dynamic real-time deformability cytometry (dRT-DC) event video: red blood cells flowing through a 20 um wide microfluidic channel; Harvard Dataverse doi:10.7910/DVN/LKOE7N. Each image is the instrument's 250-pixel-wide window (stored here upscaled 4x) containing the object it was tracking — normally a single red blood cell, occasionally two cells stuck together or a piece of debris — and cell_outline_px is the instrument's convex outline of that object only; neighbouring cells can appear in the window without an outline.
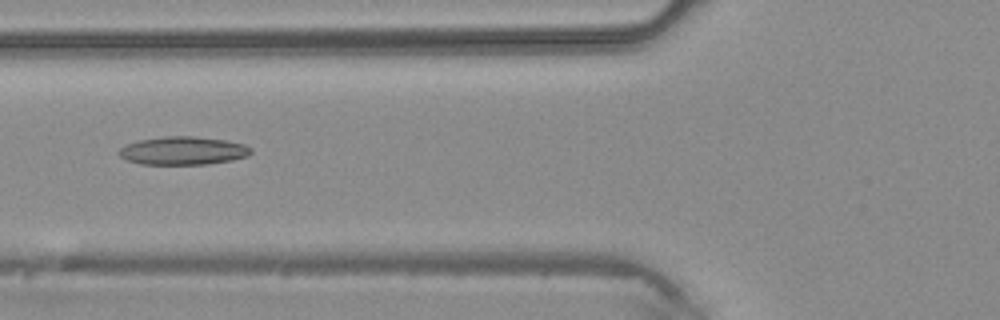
{"species": "common noctule bat (a hibernating species)", "species_latin": "Nyctalus noctula", "temperature_condition": "warm", "stored_images_in_passage": 43, "camera_frame_rate_fps": 3000, "um_per_image_px": 0.085, "animal": {"sex": "male", "body_mass_g": 20.4}, "frame": {"image": 1, "passage_image": 17, "time_ms": 5.333, "image_size_px": [1000, 320], "cell_outline_px": [[252, 152], [248, 156], [232, 160], [208, 164], [140, 164], [128, 160], [120, 156], [116, 152], [124, 144], [140, 140], [164, 136], [196, 136], [224, 140], [244, 144], [252, 148]], "centroid_in_image_um": [15.55, 12.8], "position_along_channel_um": 110.3, "area_um2": 21.79}}
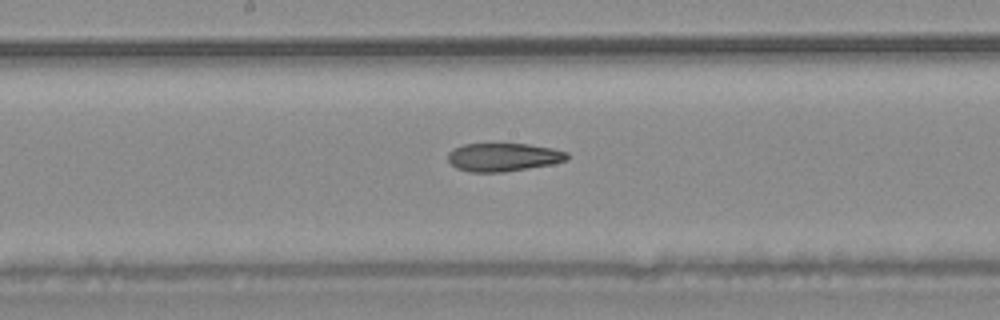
{"frame": {"image": 2, "passage_image": 23, "time_ms": 7.333, "image_size_px": [1000, 320], "cell_outline_px": [[568, 160], [552, 164], [504, 172], [468, 172], [456, 168], [448, 160], [448, 152], [452, 148], [464, 144], [528, 144], [552, 148], [568, 152]], "centroid_in_image_um": [42.77, 13.36], "position_along_channel_um": 205.4, "area_um2": 19.71}}
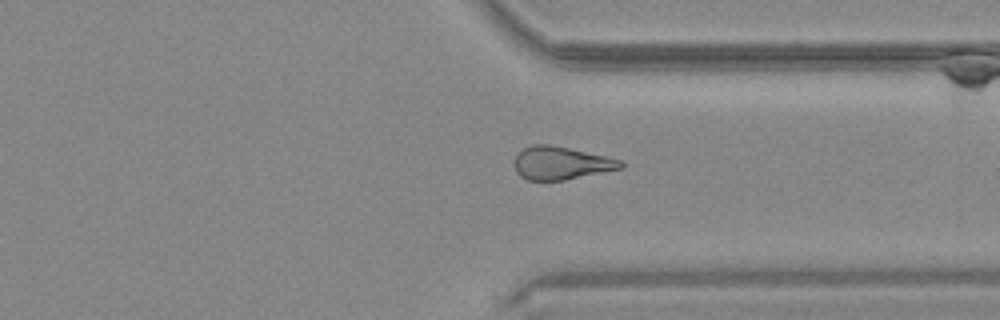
{"frame": {"image": 3, "passage_image": 33, "time_ms": 10.667, "image_size_px": [1000, 320], "cell_outline_px": [[624, 168], [564, 180], [528, 180], [520, 176], [516, 172], [512, 164], [516, 156], [524, 148], [532, 144], [548, 144], [568, 148], [624, 160]], "centroid_in_image_um": [47.69, 13.86], "position_along_channel_um": 363.7, "area_um2": 20.52}}